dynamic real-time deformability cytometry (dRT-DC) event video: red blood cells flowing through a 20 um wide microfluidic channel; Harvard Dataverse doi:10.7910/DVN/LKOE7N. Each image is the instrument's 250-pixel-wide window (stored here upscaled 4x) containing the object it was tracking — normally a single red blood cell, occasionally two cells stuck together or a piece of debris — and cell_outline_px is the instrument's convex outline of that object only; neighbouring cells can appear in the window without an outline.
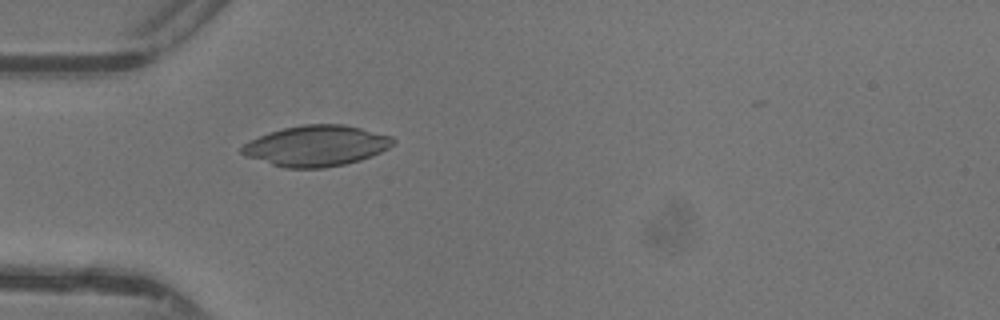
{"species": "common noctule bat (a hibernating species)", "species_latin": "Nyctalus noctula", "temperature_condition": "warm", "stored_images_in_passage": 33, "camera_frame_rate_fps": 3000, "um_per_image_px": 0.085, "animal": {"sex": "female"}, "frame": {"image": 1, "passage_image": 1, "time_ms": 0.0, "image_size_px": [1000, 320], "cell_outline_px": [[396, 140], [388, 148], [380, 152], [360, 160], [344, 164], [324, 168], [284, 168], [244, 156], [240, 152], [240, 148], [244, 144], [268, 132], [284, 128], [304, 124], [344, 124], [392, 136]], "centroid_in_image_um": [26.87, 12.4], "position_along_channel_um": 58.1, "area_um2": 35.78}}
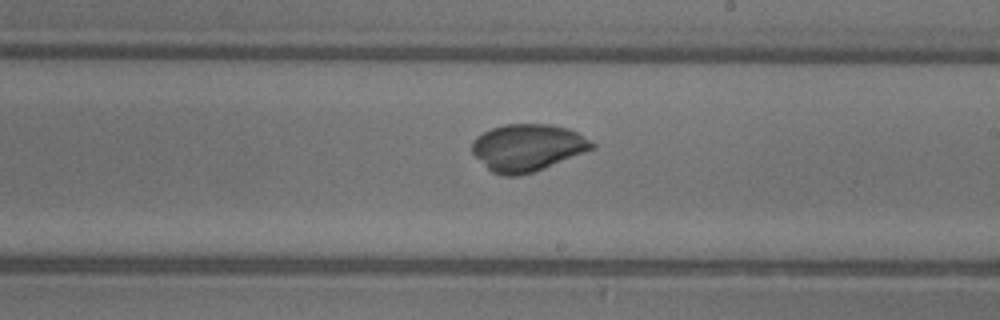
{"frame": {"image": 2, "passage_image": 14, "time_ms": 4.333, "image_size_px": [1000, 320], "cell_outline_px": [[596, 148], [544, 168], [520, 176], [504, 176], [492, 172], [472, 152], [472, 140], [476, 136], [492, 128], [504, 124], [552, 124], [568, 128], [576, 132], [596, 144]], "centroid_in_image_um": [44.85, 12.54], "position_along_channel_um": 244.2, "area_um2": 32.83}}
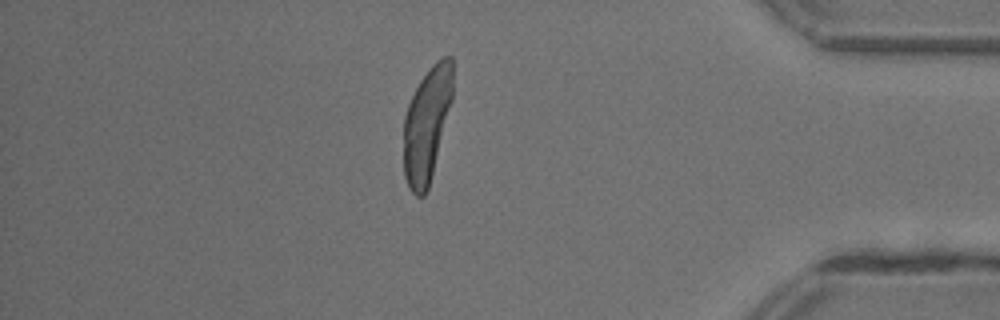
{"frame": {"image": 3, "passage_image": 27, "time_ms": 8.667, "image_size_px": [1000, 320], "cell_outline_px": [[452, 100], [428, 188], [424, 196], [416, 196], [408, 188], [404, 176], [404, 116], [408, 104], [420, 80], [428, 68], [436, 60], [444, 56], [452, 56]], "centroid_in_image_um": [36.27, 10.55], "position_along_channel_um": 398.9, "area_um2": 32.48}}